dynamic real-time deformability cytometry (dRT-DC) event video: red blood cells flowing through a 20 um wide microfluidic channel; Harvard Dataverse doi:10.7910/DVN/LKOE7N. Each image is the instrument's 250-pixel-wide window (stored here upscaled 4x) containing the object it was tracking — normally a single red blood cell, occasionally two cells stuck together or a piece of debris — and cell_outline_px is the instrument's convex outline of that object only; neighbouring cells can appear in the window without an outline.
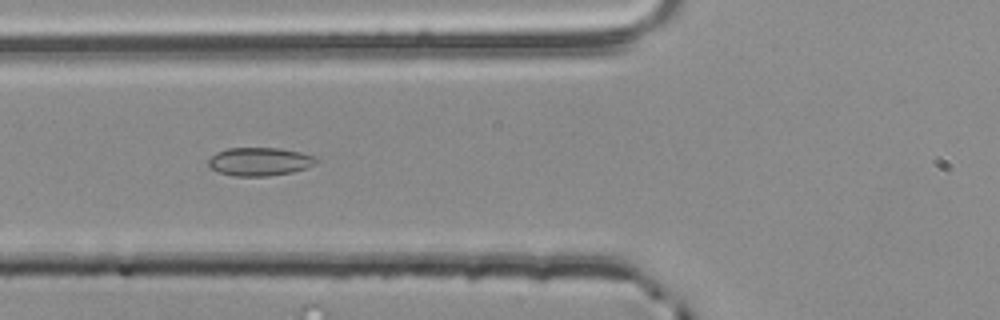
{"species": "common noctule bat (a hibernating species)", "species_latin": "Nyctalus noctula", "temperature_condition": "room temperature", "stored_images_in_passage": 4, "camera_frame_rate_fps": 3000, "um_per_image_px": 0.085, "animal": {"sex": "male", "body_mass_g": 20.4}, "frame": {"image": 1, "passage_image": 4, "time_ms": 1.0, "image_size_px": [1000, 320], "cell_outline_px": [[320, 160], [316, 164], [308, 168], [292, 172], [268, 176], [236, 176], [216, 172], [208, 168], [208, 160], [216, 152], [228, 148], [280, 148], [300, 152], [316, 156]], "centroid_in_image_um": [22.09, 13.74], "position_along_channel_um": 103.7, "area_um2": 18.09}}